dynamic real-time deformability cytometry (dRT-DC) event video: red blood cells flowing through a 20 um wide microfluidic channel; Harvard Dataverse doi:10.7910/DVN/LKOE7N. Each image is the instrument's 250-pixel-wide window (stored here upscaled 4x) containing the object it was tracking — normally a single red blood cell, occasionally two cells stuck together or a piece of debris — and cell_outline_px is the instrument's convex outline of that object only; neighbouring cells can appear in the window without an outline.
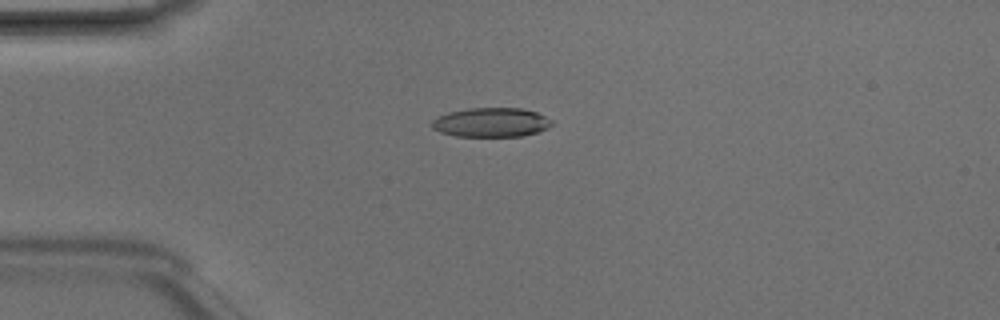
{"species": "Egyptian fruit bat (a non-hibernating species)", "species_latin": "Rousettus aegyptiacus", "temperature_condition": "room temperature", "stored_images_in_passage": 5, "camera_frame_rate_fps": 3000, "um_per_image_px": 0.085, "animal": {"sex": "male"}, "frame": {"image": 1, "passage_image": 2, "time_ms": 0.333, "image_size_px": [1000, 320], "cell_outline_px": [[552, 124], [548, 128], [536, 132], [520, 136], [456, 136], [440, 132], [432, 128], [432, 120], [448, 112], [468, 108], [520, 108], [536, 112], [552, 120]], "centroid_in_image_um": [41.74, 10.4], "position_along_channel_um": 43.3, "area_um2": 20.29}}
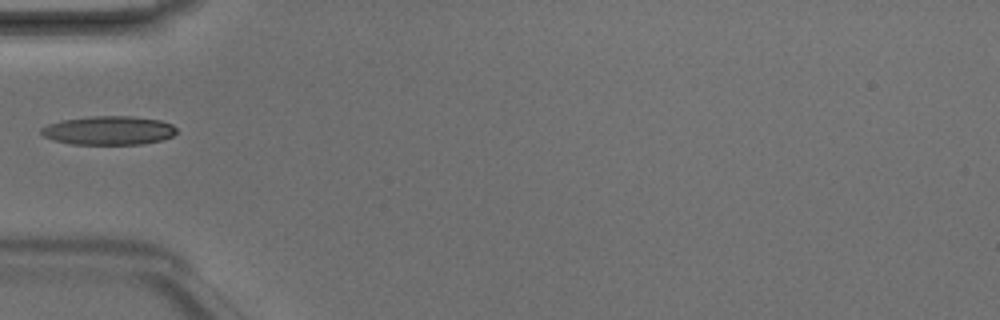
{"frame": {"image": 2, "passage_image": 3, "time_ms": 0.667, "image_size_px": [1000, 320], "cell_outline_px": [[176, 132], [172, 136], [160, 140], [140, 144], [72, 144], [52, 140], [44, 136], [40, 132], [40, 128], [48, 124], [64, 120], [92, 116], [128, 116], [160, 120], [172, 124], [176, 128]], "centroid_in_image_um": [9.22, 11.09], "position_along_channel_um": 75.8, "area_um2": 22.54}}